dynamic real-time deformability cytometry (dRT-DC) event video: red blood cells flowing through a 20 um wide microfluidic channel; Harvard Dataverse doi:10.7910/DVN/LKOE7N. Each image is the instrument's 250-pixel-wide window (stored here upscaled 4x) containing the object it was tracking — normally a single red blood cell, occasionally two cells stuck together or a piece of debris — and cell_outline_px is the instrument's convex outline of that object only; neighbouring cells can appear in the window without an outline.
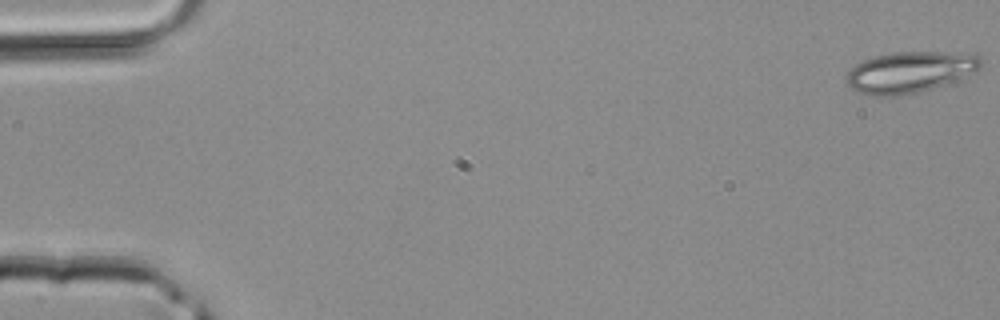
{"species": "common noctule bat (a hibernating species)", "species_latin": "Nyctalus noctula", "temperature_condition": "room temperature", "stored_images_in_passage": 44, "camera_frame_rate_fps": 3000, "um_per_image_px": 0.085, "animal": {"sex": "male", "body_mass_g": 20.4}, "frame": {"image": 1, "passage_image": 1, "time_ms": 0.0, "image_size_px": [1000, 320], "cell_outline_px": [[980, 68], [976, 72], [960, 80], [932, 88], [916, 92], [896, 96], [872, 96], [856, 92], [844, 80], [848, 72], [856, 64], [872, 56], [896, 52], [976, 52], [980, 56]], "centroid_in_image_um": [77.38, 6.12], "position_along_channel_um": 7.6, "area_um2": 32.71}}
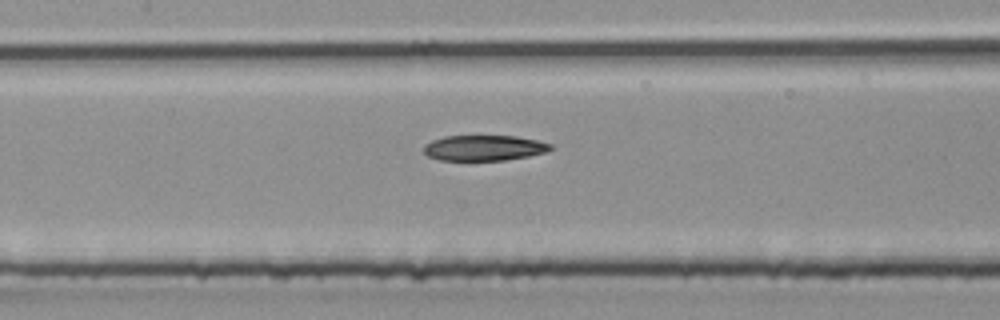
{"frame": {"image": 2, "passage_image": 21, "time_ms": 6.667, "image_size_px": [1000, 320], "cell_outline_px": [[552, 148], [548, 152], [528, 156], [504, 160], [440, 160], [428, 156], [424, 152], [424, 144], [432, 140], [444, 136], [516, 136], [536, 140], [552, 144]], "centroid_in_image_um": [41.14, 12.57], "position_along_channel_um": 166.3, "area_um2": 18.84}}
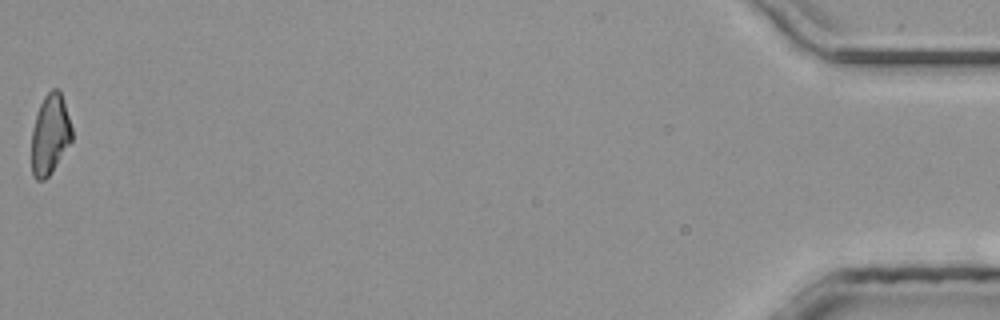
{"frame": {"image": 3, "passage_image": 44, "time_ms": 14.333, "image_size_px": [1000, 320], "cell_outline_px": [[72, 140], [48, 176], [44, 180], [36, 180], [32, 176], [32, 128], [40, 104], [44, 96], [52, 88], [56, 88], [60, 92], [72, 128]], "centroid_in_image_um": [4.24, 11.43], "position_along_channel_um": 431.0, "area_um2": 18.5}}